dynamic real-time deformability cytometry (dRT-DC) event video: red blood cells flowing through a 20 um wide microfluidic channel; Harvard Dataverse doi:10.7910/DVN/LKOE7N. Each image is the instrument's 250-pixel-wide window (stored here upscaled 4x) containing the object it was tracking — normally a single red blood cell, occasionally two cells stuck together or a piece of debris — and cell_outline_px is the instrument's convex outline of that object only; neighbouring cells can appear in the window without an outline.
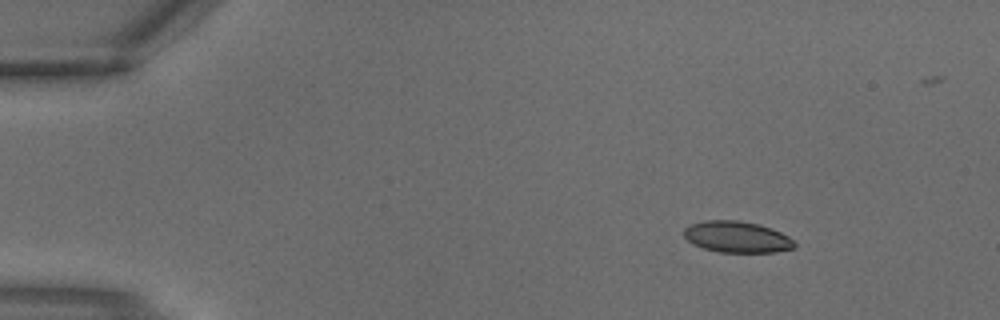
{"species": "common noctule bat (a hibernating species)", "species_latin": "Nyctalus noctula", "temperature_condition": "warm", "stored_images_in_passage": 3, "camera_frame_rate_fps": 3000, "um_per_image_px": 0.085, "animal": {"sex": "male", "body_mass_g": 18.8}, "frame": {"image": 1, "passage_image": 1, "time_ms": 0.0, "image_size_px": [1000, 320], "cell_outline_px": [[796, 248], [776, 252], [720, 252], [704, 248], [692, 244], [684, 236], [684, 228], [688, 224], [704, 220], [736, 220], [760, 224], [772, 228], [788, 236], [796, 244]], "centroid_in_image_um": [62.63, 20.13], "position_along_channel_um": 22.4, "area_um2": 20.35}}